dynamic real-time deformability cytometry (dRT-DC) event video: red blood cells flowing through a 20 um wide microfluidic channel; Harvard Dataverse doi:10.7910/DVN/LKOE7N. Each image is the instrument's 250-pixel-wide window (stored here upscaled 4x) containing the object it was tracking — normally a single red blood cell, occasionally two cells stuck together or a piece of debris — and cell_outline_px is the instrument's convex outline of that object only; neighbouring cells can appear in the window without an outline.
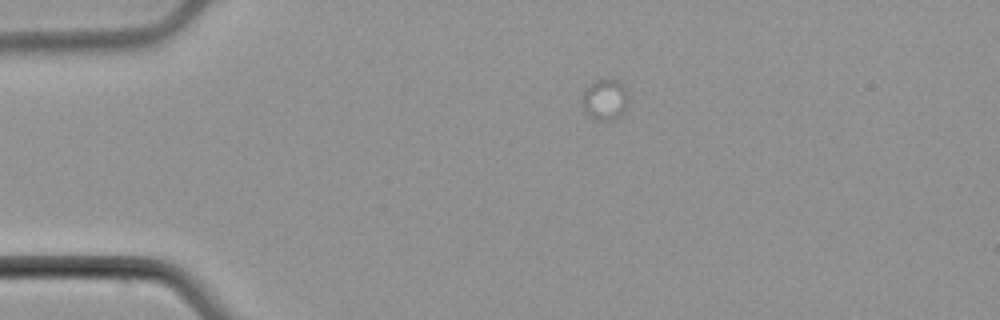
{"species": "common noctule bat (a hibernating species)", "species_latin": "Nyctalus noctula", "temperature_condition": "cold", "stored_images_in_passage": 5, "camera_frame_rate_fps": 3000, "um_per_image_px": 0.085, "animal": {"sex": "male", "body_mass_g": 21.5, "forearm_length_mm": 52.0}, "frame": {"image": 1, "passage_image": 1, "time_ms": 0.0, "image_size_px": [1000, 320], "cell_outline_px": [[628, 100], [624, 108], [612, 120], [600, 120], [592, 116], [584, 108], [584, 88], [596, 80], [616, 80], [624, 88], [628, 96]], "centroid_in_image_um": [51.42, 8.43], "position_along_channel_um": 33.6, "area_um2": 10.23}}